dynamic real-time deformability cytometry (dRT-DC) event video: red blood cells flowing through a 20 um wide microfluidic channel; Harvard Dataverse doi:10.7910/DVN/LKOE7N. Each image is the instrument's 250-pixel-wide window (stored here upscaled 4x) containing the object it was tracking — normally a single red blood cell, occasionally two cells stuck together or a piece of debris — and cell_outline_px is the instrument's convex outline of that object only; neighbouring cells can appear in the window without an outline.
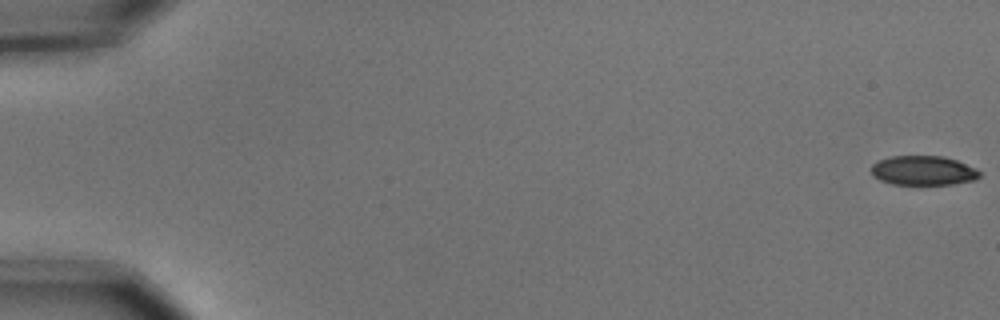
{"species": "common noctule bat (a hibernating species)", "species_latin": "Nyctalus noctula", "temperature_condition": "cold", "stored_images_in_passage": 6, "camera_frame_rate_fps": 3000, "um_per_image_px": 0.085, "animal": {"sex": "male", "body_mass_g": 15.6}, "frame": {"image": 1, "passage_image": 1, "time_ms": 0.0, "image_size_px": [1000, 320], "cell_outline_px": [[980, 176], [976, 180], [952, 184], [892, 184], [880, 180], [872, 176], [872, 164], [876, 160], [888, 156], [944, 156], [956, 160], [976, 168], [980, 172]], "centroid_in_image_um": [78.46, 14.49], "position_along_channel_um": 6.5, "area_um2": 18.73}}
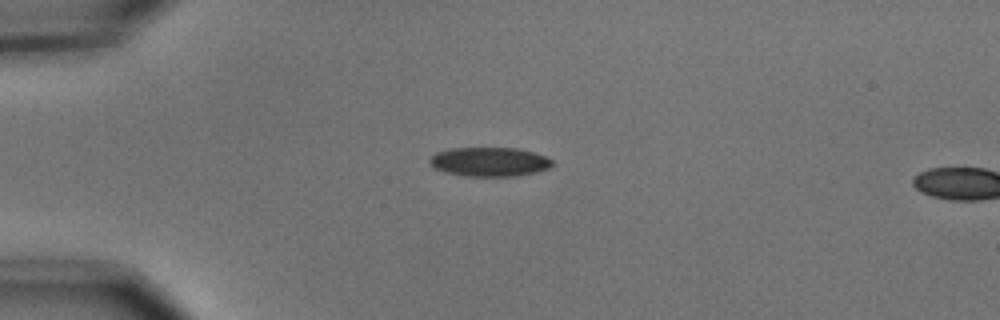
{"frame": {"image": 2, "passage_image": 5, "time_ms": 1.333, "image_size_px": [1000, 320], "cell_outline_px": [[552, 164], [548, 168], [536, 172], [516, 176], [464, 176], [444, 172], [432, 168], [428, 164], [428, 160], [436, 152], [452, 148], [516, 148], [532, 152], [544, 156], [552, 160]], "centroid_in_image_um": [41.53, 13.76], "position_along_channel_um": 43.5, "area_um2": 20.87}}